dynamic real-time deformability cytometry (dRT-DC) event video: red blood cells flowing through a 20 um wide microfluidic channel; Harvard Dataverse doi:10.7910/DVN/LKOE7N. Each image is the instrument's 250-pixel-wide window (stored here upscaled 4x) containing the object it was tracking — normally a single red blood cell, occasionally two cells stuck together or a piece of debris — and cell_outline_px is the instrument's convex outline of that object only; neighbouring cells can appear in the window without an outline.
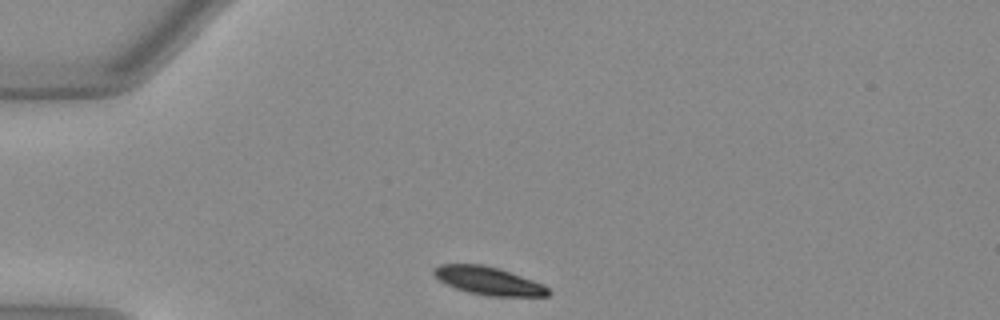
{"species": "Egyptian fruit bat (a non-hibernating species)", "species_latin": "Rousettus aegyptiacus", "temperature_condition": "warm", "stored_images_in_passage": 32, "camera_frame_rate_fps": 3000, "um_per_image_px": 0.085, "animal": {"sex": "female"}, "frame": {"image": 1, "passage_image": 1, "time_ms": 0.0, "image_size_px": [1000, 320], "cell_outline_px": [[552, 292], [548, 296], [488, 296], [468, 292], [456, 288], [440, 280], [432, 272], [432, 268], [440, 264], [484, 264], [500, 268], [544, 284]], "centroid_in_image_um": [41.55, 23.86], "position_along_channel_um": 43.5, "area_um2": 18.79}}
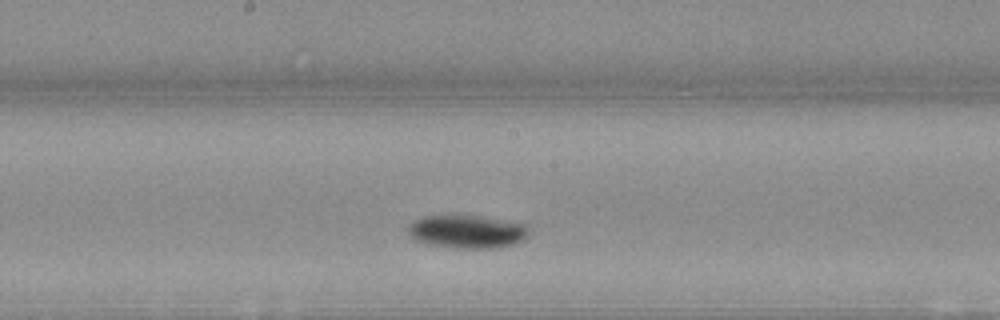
{"frame": {"image": 2, "passage_image": 16, "time_ms": 5.0, "image_size_px": [1000, 320], "cell_outline_px": [[528, 236], [524, 240], [516, 244], [500, 248], [452, 248], [428, 244], [412, 240], [408, 232], [408, 224], [412, 220], [424, 216], [476, 216], [528, 224]], "centroid_in_image_um": [39.69, 19.71], "position_along_channel_um": 208.5, "area_um2": 23.64}}
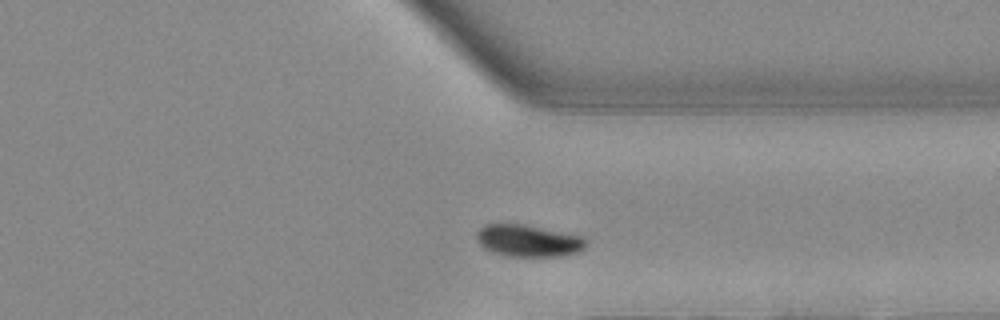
{"frame": {"image": 3, "passage_image": 28, "time_ms": 9.0, "image_size_px": [1000, 320], "cell_outline_px": [[588, 244], [584, 248], [576, 252], [560, 256], [508, 256], [492, 252], [484, 248], [476, 240], [476, 232], [484, 224], [524, 224], [584, 236]], "centroid_in_image_um": [44.9, 20.45], "position_along_channel_um": 366.5, "area_um2": 20.46}, "authors_computed_cell_mechanics": {"area_um2": 21.675, "velocity_mm_per_s": 3.9478, "shape_relaxation_time_tau1_ms": 3.6082, "shape_relaxation_time_tau2_ms": null, "deformation_change_tau1": 0.1397, "deformation_change_tau2": null}}